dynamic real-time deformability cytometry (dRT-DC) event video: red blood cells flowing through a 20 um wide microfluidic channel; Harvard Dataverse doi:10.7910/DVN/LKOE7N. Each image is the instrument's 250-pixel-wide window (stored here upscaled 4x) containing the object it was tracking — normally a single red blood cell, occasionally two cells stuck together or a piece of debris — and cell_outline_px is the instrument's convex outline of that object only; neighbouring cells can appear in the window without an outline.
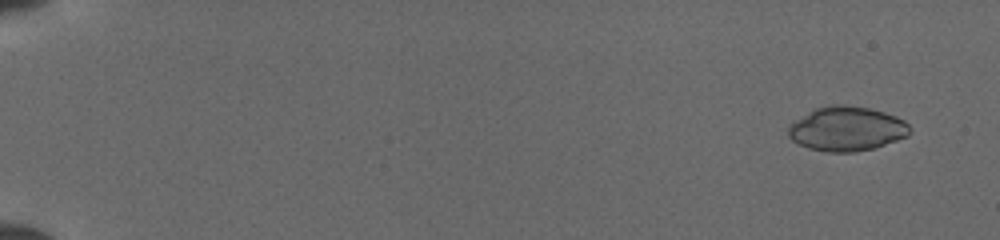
{"species": "common noctule bat (a hibernating species)", "species_latin": "Nyctalus noctula", "temperature_condition": "cold", "stored_images_in_passage": 51, "camera_frame_rate_fps": 3000, "um_per_image_px": 0.085, "animal": {"sex": "female", "body_mass_g": 19.5, "forearm_length_mm": 54.1}, "frame": {"image": 1, "passage_image": 4, "time_ms": 1.0, "image_size_px": [1000, 240], "cell_outline_px": [[912, 132], [908, 136], [872, 148], [856, 152], [828, 152], [808, 148], [792, 140], [788, 136], [788, 128], [792, 120], [816, 108], [832, 104], [836, 104], [868, 108], [884, 112], [896, 116], [904, 120], [912, 128]], "centroid_in_image_um": [71.96, 10.94], "position_along_channel_um": 13.0, "area_um2": 31.5}}